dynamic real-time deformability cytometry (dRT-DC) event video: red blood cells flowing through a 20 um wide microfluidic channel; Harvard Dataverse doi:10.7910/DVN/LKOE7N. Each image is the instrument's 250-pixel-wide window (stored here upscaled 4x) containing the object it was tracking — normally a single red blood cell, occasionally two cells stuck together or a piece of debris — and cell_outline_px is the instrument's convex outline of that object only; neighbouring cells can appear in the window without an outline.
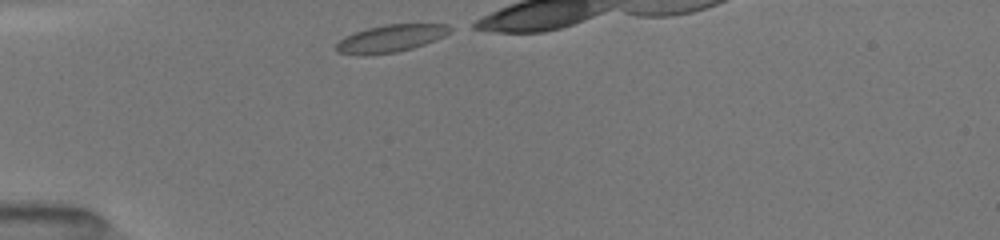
{"species": "common noctule bat (a hibernating species)", "species_latin": "Nyctalus noctula", "temperature_condition": "room temperature", "stored_images_in_passage": 7, "camera_frame_rate_fps": 3000, "um_per_image_px": 0.085, "animal": {"sex": "female", "body_mass_g": 19.5, "forearm_length_mm": 54.1}, "frame": {"image": 1, "passage_image": 1, "time_ms": 0.0, "image_size_px": [1000, 240], "cell_outline_px": [[456, 28], [452, 32], [444, 36], [424, 44], [412, 48], [396, 52], [364, 56], [356, 56], [336, 52], [336, 44], [344, 36], [368, 28], [384, 24], [448, 24]], "centroid_in_image_um": [33.22, 3.27], "position_along_channel_um": 51.8, "area_um2": 18.44}}
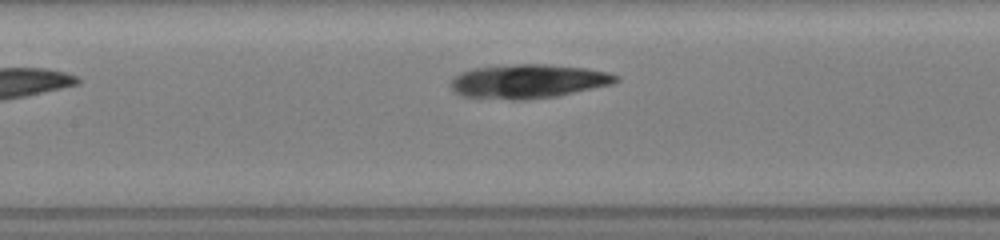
{"frame": {"image": 2, "passage_image": 7, "time_ms": 4.333, "image_size_px": [1000, 240], "cell_outline_px": [[620, 80], [612, 84], [556, 96], [524, 100], [512, 100], [460, 96], [448, 84], [452, 76], [460, 72], [472, 68], [516, 64], [544, 64], [584, 68], [608, 72], [620, 76]], "centroid_in_image_um": [44.85, 6.91], "position_along_channel_um": 162.6, "area_um2": 32.89}}